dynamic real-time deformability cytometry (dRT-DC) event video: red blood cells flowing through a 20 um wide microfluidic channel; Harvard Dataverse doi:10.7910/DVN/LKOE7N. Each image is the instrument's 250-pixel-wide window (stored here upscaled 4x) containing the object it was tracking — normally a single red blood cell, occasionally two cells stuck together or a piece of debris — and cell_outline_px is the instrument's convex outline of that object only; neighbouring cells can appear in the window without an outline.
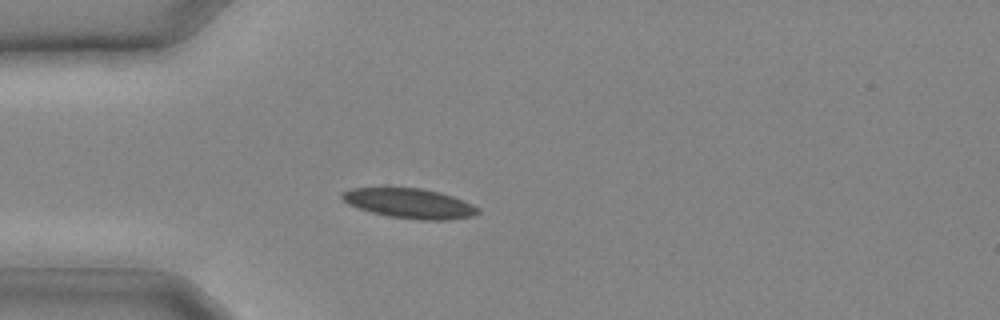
{"species": "common noctule bat (a hibernating species)", "species_latin": "Nyctalus noctula", "temperature_condition": "cold", "stored_images_in_passage": 8, "camera_frame_rate_fps": 3000, "um_per_image_px": 0.085, "animal": {"sex": "male", "body_mass_g": 20.4}, "frame": {"image": 1, "passage_image": 2, "time_ms": 0.333, "image_size_px": [1000, 320], "cell_outline_px": [[480, 212], [472, 216], [448, 220], [420, 220], [388, 216], [372, 212], [348, 204], [340, 196], [340, 192], [352, 188], [420, 188], [440, 192], [464, 200], [480, 208]], "centroid_in_image_um": [34.84, 17.29], "position_along_channel_um": 50.2, "area_um2": 23.58}}
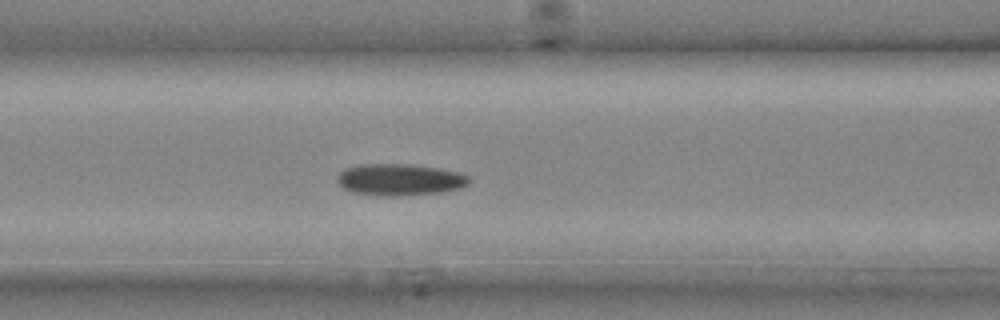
{"frame": {"image": 2, "passage_image": 6, "time_ms": 1.667, "image_size_px": [1000, 320], "cell_outline_px": [[472, 180], [468, 184], [460, 188], [440, 192], [396, 196], [384, 196], [356, 192], [344, 188], [336, 180], [336, 176], [344, 168], [356, 164], [412, 164], [440, 168], [460, 172], [468, 176]], "centroid_in_image_um": [33.99, 15.25], "position_along_channel_um": 132.6, "area_um2": 24.45}}
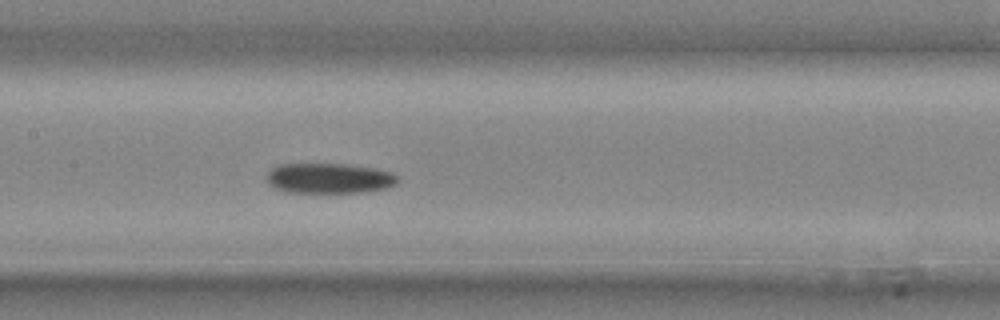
{"frame": {"image": 3, "passage_image": 8, "time_ms": 2.333, "image_size_px": [1000, 320], "cell_outline_px": [[396, 184], [388, 188], [360, 192], [292, 192], [276, 188], [268, 184], [268, 172], [272, 168], [280, 164], [344, 164], [376, 168], [392, 172], [396, 176]], "centroid_in_image_um": [28.0, 15.14], "position_along_channel_um": 179.4, "area_um2": 22.83}}